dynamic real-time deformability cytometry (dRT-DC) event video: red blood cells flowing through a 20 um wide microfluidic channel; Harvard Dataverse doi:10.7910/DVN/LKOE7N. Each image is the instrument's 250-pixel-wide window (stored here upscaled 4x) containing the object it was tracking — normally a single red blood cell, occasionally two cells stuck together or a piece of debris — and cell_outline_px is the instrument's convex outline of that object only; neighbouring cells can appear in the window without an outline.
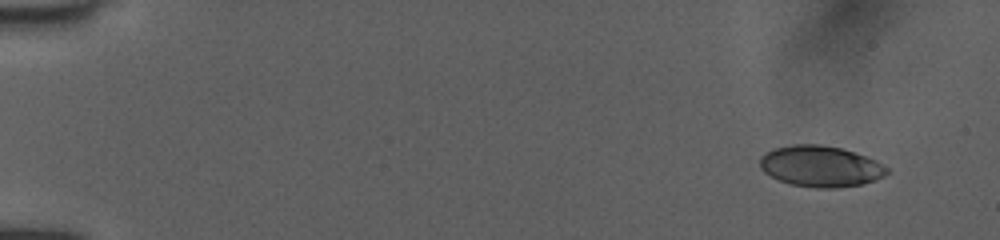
{"species": "human", "species_latin": "Homo sapiens", "temperature_condition": "room temperature", "stored_images_in_passage": 49, "camera_frame_rate_fps": 3000, "um_per_image_px": 0.085, "donor": {"sex": "female"}, "frame": {"image": 1, "passage_image": 1, "time_ms": 0.0, "image_size_px": [1000, 240], "cell_outline_px": [[888, 172], [884, 176], [876, 180], [860, 184], [836, 188], [816, 188], [792, 184], [780, 180], [764, 172], [760, 168], [760, 156], [772, 148], [792, 144], [820, 144], [840, 148], [876, 160], [888, 168]], "centroid_in_image_um": [69.73, 14.13], "position_along_channel_um": 15.3, "area_um2": 30.29}}
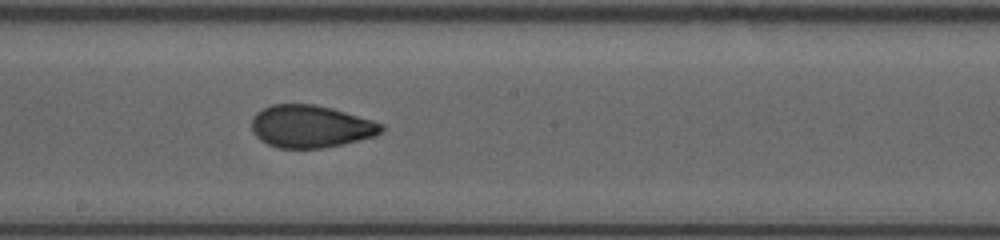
{"frame": {"image": 2, "passage_image": 27, "time_ms": 8.667, "image_size_px": [1000, 240], "cell_outline_px": [[384, 128], [376, 136], [344, 144], [320, 148], [280, 148], [268, 144], [260, 140], [252, 132], [252, 116], [256, 112], [272, 104], [316, 104], [332, 108], [372, 120], [384, 124]], "centroid_in_image_um": [26.4, 10.74], "position_along_channel_um": 221.8, "area_um2": 32.19}}
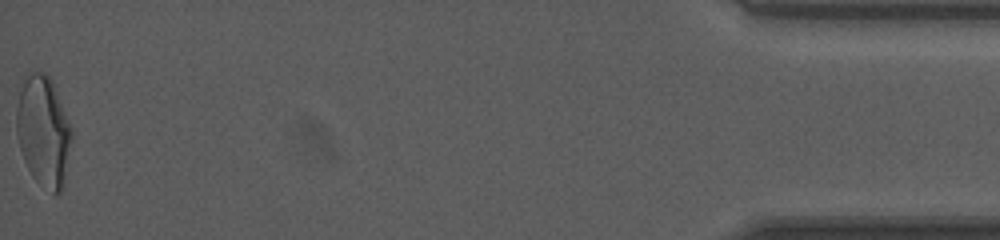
{"frame": {"image": 3, "passage_image": 49, "time_ms": 16.0, "image_size_px": [1000, 240], "cell_outline_px": [[72, 136], [68, 164], [64, 188], [56, 196], [36, 180], [32, 176], [24, 160], [20, 148], [16, 132], [16, 108], [20, 92], [28, 68], [44, 72], [52, 80], [72, 128]], "centroid_in_image_um": [3.7, 11.14], "position_along_channel_um": 431.5, "area_um2": 36.01}, "authors_computed_cell_mechanics": {"area_um2": 31.8478, "velocity_mm_per_s": 4.0489, "shape_relaxation_time_tau1_ms": 7.7485, "shape_relaxation_time_tau2_ms": 0.9592, "deformation_change_tau1": 0.2091, "deformation_change_tau2": 0.0639}}